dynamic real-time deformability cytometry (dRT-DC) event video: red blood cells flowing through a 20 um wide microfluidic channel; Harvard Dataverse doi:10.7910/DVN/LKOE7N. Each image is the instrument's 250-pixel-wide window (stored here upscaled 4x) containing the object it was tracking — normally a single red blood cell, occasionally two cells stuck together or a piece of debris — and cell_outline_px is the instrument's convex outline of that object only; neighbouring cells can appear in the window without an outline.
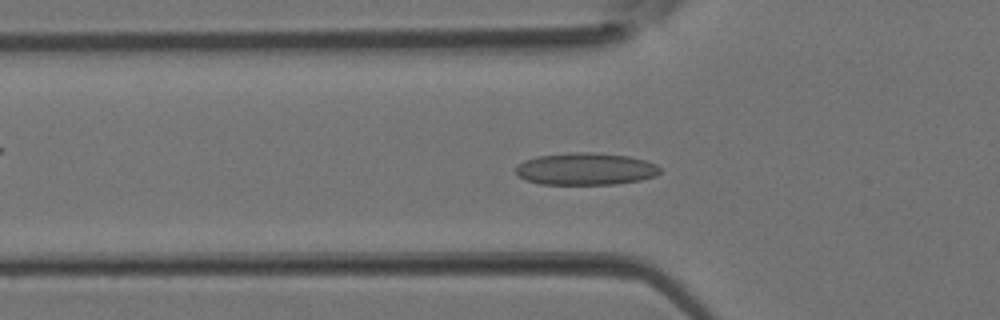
{"species": "Egyptian fruit bat (a non-hibernating species)", "species_latin": "Rousettus aegyptiacus", "temperature_condition": "room temperature", "stored_images_in_passage": 11, "camera_frame_rate_fps": 3000, "um_per_image_px": 0.085, "animal": {"sex": "female"}, "frame": {"image": 1, "passage_image": 5, "time_ms": 1.333, "image_size_px": [1000, 320], "cell_outline_px": [[660, 172], [656, 176], [640, 180], [616, 184], [540, 184], [524, 180], [516, 176], [516, 164], [524, 160], [536, 156], [572, 152], [588, 152], [628, 156], [644, 160], [656, 164], [660, 168]], "centroid_in_image_um": [49.73, 14.36], "position_along_channel_um": 76.1, "area_um2": 27.22}}
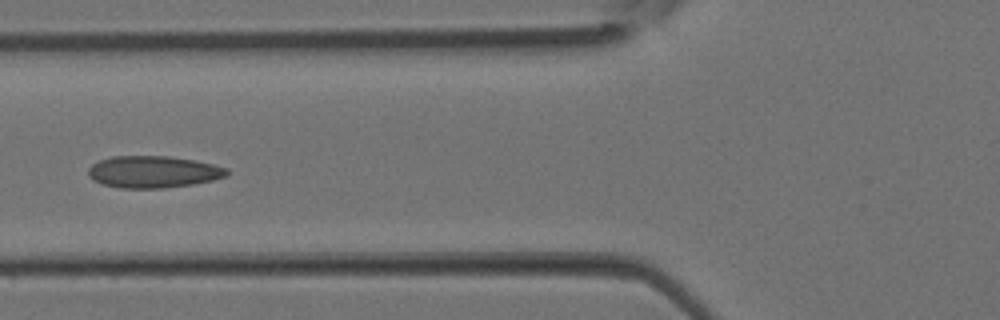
{"frame": {"image": 2, "passage_image": 7, "time_ms": 2.0, "image_size_px": [1000, 320], "cell_outline_px": [[228, 176], [212, 180], [192, 184], [164, 188], [120, 188], [104, 184], [92, 180], [88, 176], [88, 168], [92, 164], [100, 160], [112, 156], [168, 156], [196, 160], [228, 168]], "centroid_in_image_um": [13.02, 14.6], "position_along_channel_um": 112.8, "area_um2": 25.84}}
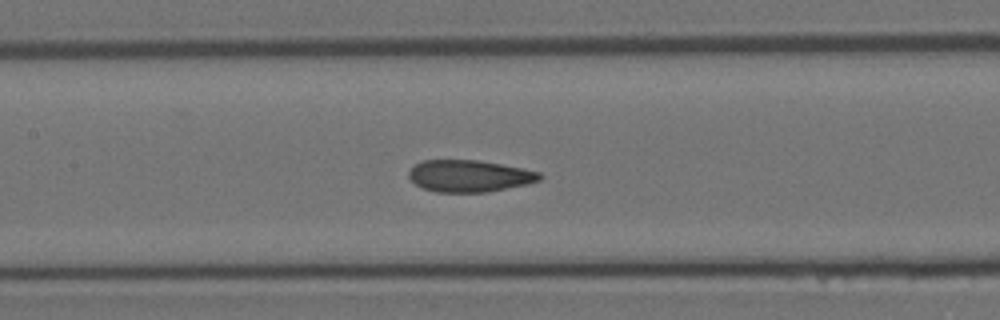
{"frame": {"image": 3, "passage_image": 10, "time_ms": 3.0, "image_size_px": [1000, 320], "cell_outline_px": [[544, 176], [540, 180], [528, 184], [488, 192], [436, 192], [424, 188], [416, 184], [408, 176], [408, 172], [416, 164], [424, 160], [476, 160], [524, 168], [540, 172]], "centroid_in_image_um": [39.94, 14.96], "position_along_channel_um": 167.5, "area_um2": 24.28}}